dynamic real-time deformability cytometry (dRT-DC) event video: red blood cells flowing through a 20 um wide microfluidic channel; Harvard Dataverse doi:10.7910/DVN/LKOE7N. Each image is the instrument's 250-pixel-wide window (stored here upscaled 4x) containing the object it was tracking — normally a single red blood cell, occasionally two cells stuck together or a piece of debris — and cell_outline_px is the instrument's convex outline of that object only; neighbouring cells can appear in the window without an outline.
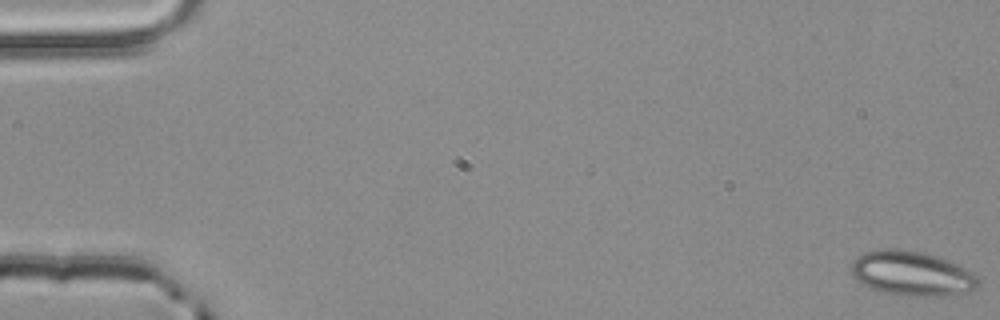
{"species": "common noctule bat (a hibernating species)", "species_latin": "Nyctalus noctula", "temperature_condition": "room temperature", "stored_images_in_passage": 3, "camera_frame_rate_fps": 3000, "um_per_image_px": 0.085, "animal": {"sex": "male", "body_mass_g": 20.4}, "frame": {"image": 1, "passage_image": 1, "time_ms": 0.0, "image_size_px": [1000, 320], "cell_outline_px": [[980, 284], [976, 288], [964, 292], [940, 296], [900, 296], [884, 292], [872, 288], [864, 284], [852, 272], [852, 260], [856, 256], [864, 252], [884, 248], [896, 248], [924, 252], [936, 256], [964, 268], [972, 272], [980, 280]], "centroid_in_image_um": [77.51, 23.24], "position_along_channel_um": 7.5, "area_um2": 32.77}}